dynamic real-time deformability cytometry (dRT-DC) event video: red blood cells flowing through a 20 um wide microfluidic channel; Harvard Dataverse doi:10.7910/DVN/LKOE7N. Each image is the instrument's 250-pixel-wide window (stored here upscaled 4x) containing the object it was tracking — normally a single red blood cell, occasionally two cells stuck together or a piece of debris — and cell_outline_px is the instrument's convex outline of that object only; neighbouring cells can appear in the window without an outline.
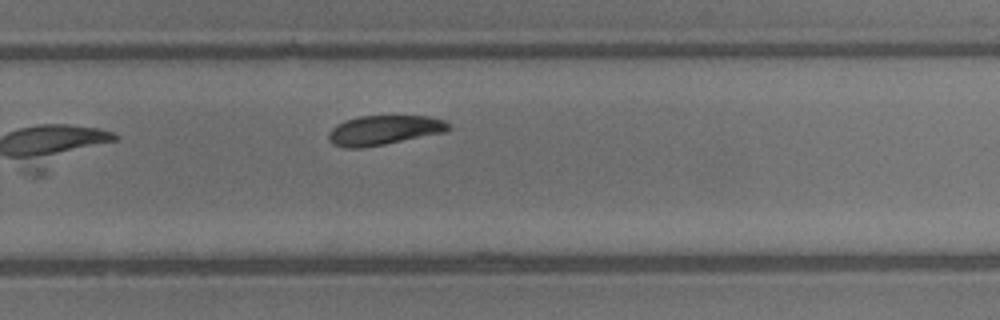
{"species": "common noctule bat (a hibernating species)", "species_latin": "Nyctalus noctula", "temperature_condition": "warm", "stored_images_in_passage": 13, "camera_frame_rate_fps": 3000, "um_per_image_px": 0.085, "animal": {"sex": "male", "body_mass_g": 13.3}, "frame": {"image": 1, "passage_image": 13, "time_ms": 4.0, "image_size_px": [1000, 320], "cell_outline_px": [[452, 128], [448, 132], [384, 144], [360, 148], [344, 148], [332, 144], [328, 140], [328, 132], [336, 124], [344, 120], [360, 116], [428, 116], [444, 120]], "centroid_in_image_um": [32.63, 11.06], "position_along_channel_um": 297.2, "area_um2": 20.87}}